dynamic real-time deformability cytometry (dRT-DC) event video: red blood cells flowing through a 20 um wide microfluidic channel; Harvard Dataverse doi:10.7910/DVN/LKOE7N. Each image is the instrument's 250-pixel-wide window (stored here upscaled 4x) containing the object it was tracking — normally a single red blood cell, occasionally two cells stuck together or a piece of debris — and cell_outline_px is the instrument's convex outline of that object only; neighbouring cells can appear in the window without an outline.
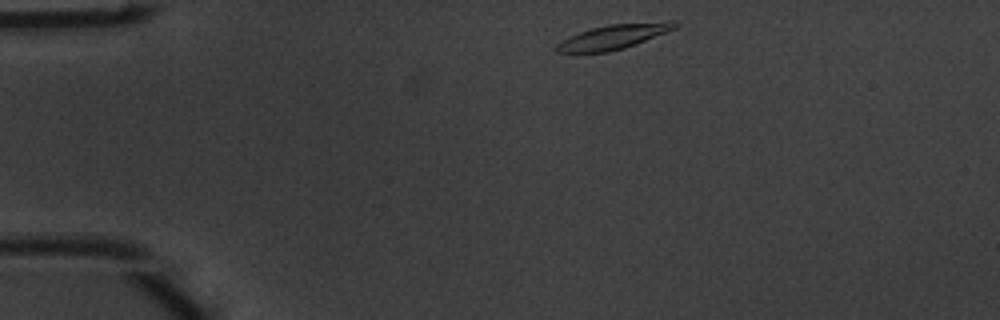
{"species": "common noctule bat (a hibernating species)", "species_latin": "Nyctalus noctula", "temperature_condition": "warm", "stored_images_in_passage": 42, "camera_frame_rate_fps": 3000, "um_per_image_px": 0.085, "animal": {"sex": "male", "body_mass_g": 20.1, "forearm_length_mm": 53.5}, "frame": {"image": 1, "passage_image": 1, "time_ms": 0.0, "image_size_px": [1000, 320], "cell_outline_px": [[680, 24], [676, 28], [636, 44], [624, 48], [608, 52], [556, 52], [556, 44], [580, 32], [592, 28], [608, 24], [668, 20], [676, 20]], "centroid_in_image_um": [52.26, 3.09], "position_along_channel_um": 32.7, "area_um2": 16.94}}
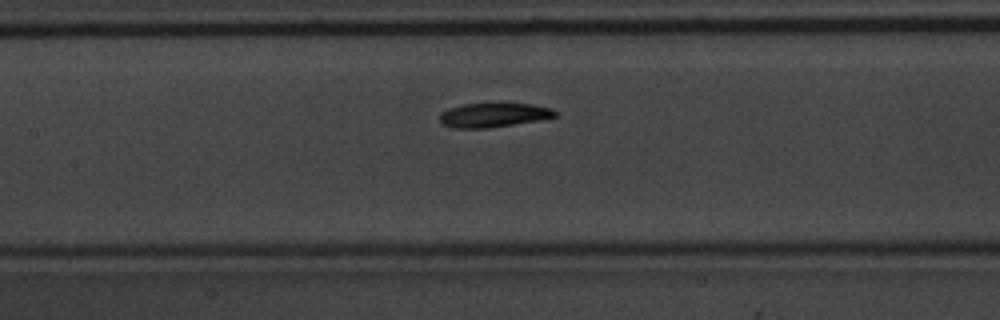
{"frame": {"image": 2, "passage_image": 15, "time_ms": 4.667, "image_size_px": [1000, 320], "cell_outline_px": [[560, 112], [556, 116], [536, 120], [488, 128], [452, 128], [440, 124], [440, 112], [448, 108], [464, 104], [532, 104], [552, 108]], "centroid_in_image_um": [41.92, 9.78], "position_along_channel_um": 165.5, "area_um2": 16.18}}
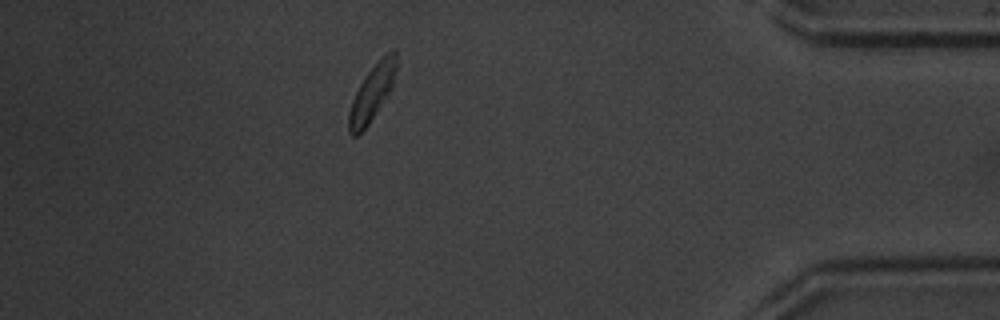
{"frame": {"image": 3, "passage_image": 36, "time_ms": 11.667, "image_size_px": [1000, 320], "cell_outline_px": [[396, 68], [392, 88], [368, 124], [356, 136], [352, 136], [348, 132], [348, 112], [352, 100], [360, 84], [368, 72], [392, 48], [396, 48]], "centroid_in_image_um": [31.61, 7.91], "position_along_channel_um": 403.6, "area_um2": 15.03}, "authors_computed_cell_mechanics": {"area_um2": 16.6175, "velocity_mm_per_s": 3.9747, "shape_relaxation_time_tau1_ms": 2.3536, "shape_relaxation_time_tau2_ms": 5.4217, "deformation_change_tau1": 0.138, "deformation_change_tau2": 0.1213}}